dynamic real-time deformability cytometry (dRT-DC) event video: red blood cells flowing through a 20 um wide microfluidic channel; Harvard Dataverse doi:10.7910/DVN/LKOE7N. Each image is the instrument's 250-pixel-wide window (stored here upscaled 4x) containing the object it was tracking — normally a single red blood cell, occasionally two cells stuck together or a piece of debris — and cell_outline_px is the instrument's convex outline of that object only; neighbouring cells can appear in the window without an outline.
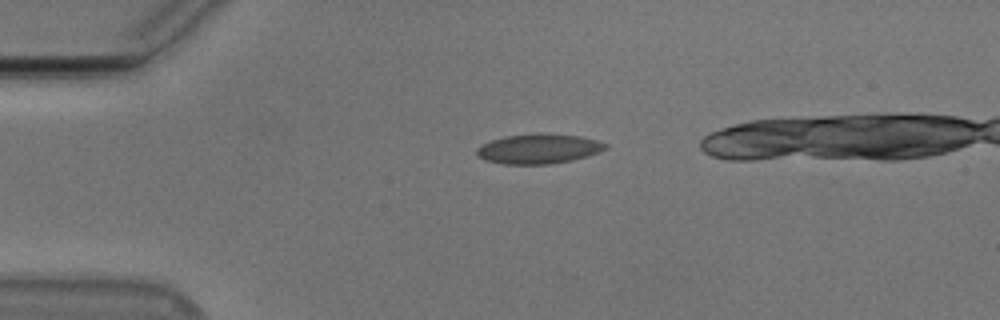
{"species": "Egyptian fruit bat (a non-hibernating species)", "species_latin": "Rousettus aegyptiacus", "temperature_condition": "cold", "stored_images_in_passage": 33, "camera_frame_rate_fps": 3000, "um_per_image_px": 0.085, "animal": {"sex": "male"}, "frame": {"image": 1, "passage_image": 1, "time_ms": 0.0, "image_size_px": [1000, 320], "cell_outline_px": [[608, 148], [600, 152], [588, 156], [572, 160], [548, 164], [504, 164], [484, 160], [476, 156], [476, 148], [480, 144], [504, 136], [580, 136], [596, 140], [608, 144]], "centroid_in_image_um": [45.75, 12.7], "position_along_channel_um": 39.2, "area_um2": 21.62}}
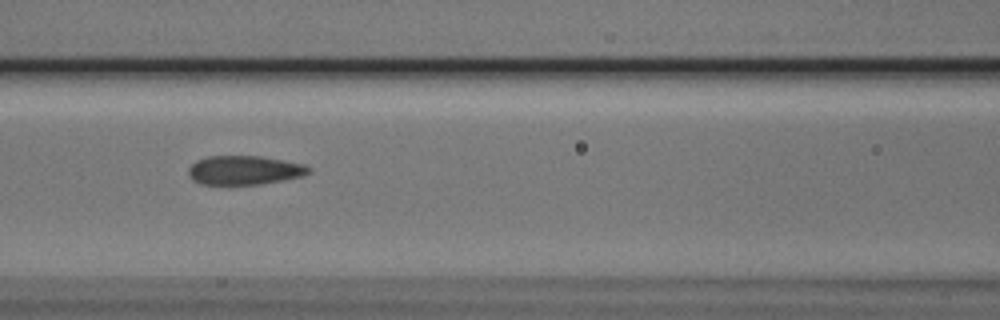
{"frame": {"image": 2, "passage_image": 12, "time_ms": 3.667, "image_size_px": [1000, 320], "cell_outline_px": [[312, 168], [308, 172], [300, 176], [260, 184], [200, 184], [192, 180], [188, 176], [188, 168], [196, 160], [208, 156], [260, 156], [304, 164]], "centroid_in_image_um": [20.71, 14.46], "position_along_channel_um": 145.9, "area_um2": 20.17}}
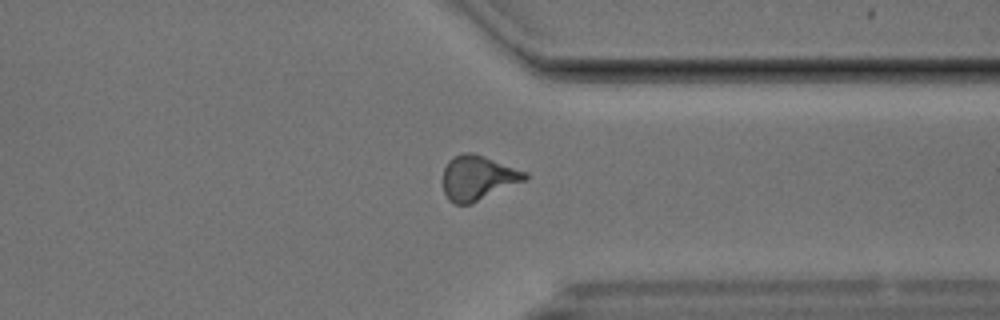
{"frame": {"image": 3, "passage_image": 30, "time_ms": 9.667, "image_size_px": [1000, 320], "cell_outline_px": [[528, 176], [524, 180], [472, 204], [456, 204], [448, 200], [444, 192], [444, 168], [448, 160], [464, 152], [472, 152], [484, 156], [528, 172]], "centroid_in_image_um": [40.61, 15.11], "position_along_channel_um": 370.8, "area_um2": 21.15}}